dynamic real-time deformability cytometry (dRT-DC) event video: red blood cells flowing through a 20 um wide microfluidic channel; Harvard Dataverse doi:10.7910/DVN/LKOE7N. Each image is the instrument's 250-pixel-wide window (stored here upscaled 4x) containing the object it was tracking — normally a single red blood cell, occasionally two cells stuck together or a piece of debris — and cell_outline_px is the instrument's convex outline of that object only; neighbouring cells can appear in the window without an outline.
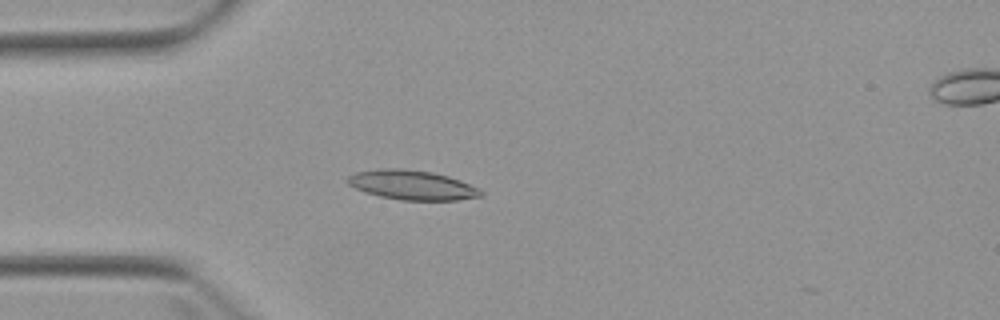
{"species": "Egyptian fruit bat (a non-hibernating species)", "species_latin": "Rousettus aegyptiacus", "temperature_condition": "warm", "stored_images_in_passage": 4, "camera_frame_rate_fps": 3000, "um_per_image_px": 0.085, "animal": {"sex": "female"}, "frame": {"image": 1, "passage_image": 3, "time_ms": 2.333, "image_size_px": [1000, 320], "cell_outline_px": [[484, 196], [456, 200], [400, 200], [380, 196], [364, 192], [348, 184], [344, 180], [348, 176], [356, 172], [380, 168], [404, 168], [432, 172], [448, 176], [460, 180], [480, 188], [484, 192]], "centroid_in_image_um": [35.03, 15.72], "position_along_channel_um": 50.0, "area_um2": 23.18}}